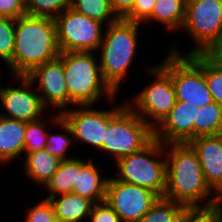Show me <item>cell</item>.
<instances>
[{
  "instance_id": "1",
  "label": "cell",
  "mask_w": 222,
  "mask_h": 222,
  "mask_svg": "<svg viewBox=\"0 0 222 222\" xmlns=\"http://www.w3.org/2000/svg\"><path fill=\"white\" fill-rule=\"evenodd\" d=\"M164 155L166 156L164 198L179 203L188 210L211 209L219 206L220 198L206 184L199 158L188 143L165 144Z\"/></svg>"
},
{
  "instance_id": "2",
  "label": "cell",
  "mask_w": 222,
  "mask_h": 222,
  "mask_svg": "<svg viewBox=\"0 0 222 222\" xmlns=\"http://www.w3.org/2000/svg\"><path fill=\"white\" fill-rule=\"evenodd\" d=\"M59 55L54 18L25 14L15 19L13 59L7 65L12 77L27 76Z\"/></svg>"
},
{
  "instance_id": "3",
  "label": "cell",
  "mask_w": 222,
  "mask_h": 222,
  "mask_svg": "<svg viewBox=\"0 0 222 222\" xmlns=\"http://www.w3.org/2000/svg\"><path fill=\"white\" fill-rule=\"evenodd\" d=\"M139 25L119 19L104 28L98 61L103 80L116 94L136 57Z\"/></svg>"
},
{
  "instance_id": "4",
  "label": "cell",
  "mask_w": 222,
  "mask_h": 222,
  "mask_svg": "<svg viewBox=\"0 0 222 222\" xmlns=\"http://www.w3.org/2000/svg\"><path fill=\"white\" fill-rule=\"evenodd\" d=\"M95 52H63V71L70 106L93 105L107 97L116 102V93L103 80Z\"/></svg>"
},
{
  "instance_id": "5",
  "label": "cell",
  "mask_w": 222,
  "mask_h": 222,
  "mask_svg": "<svg viewBox=\"0 0 222 222\" xmlns=\"http://www.w3.org/2000/svg\"><path fill=\"white\" fill-rule=\"evenodd\" d=\"M165 145L153 139L142 150L119 159L116 179L150 189L159 197L166 189ZM163 160H161V158Z\"/></svg>"
},
{
  "instance_id": "6",
  "label": "cell",
  "mask_w": 222,
  "mask_h": 222,
  "mask_svg": "<svg viewBox=\"0 0 222 222\" xmlns=\"http://www.w3.org/2000/svg\"><path fill=\"white\" fill-rule=\"evenodd\" d=\"M160 65L171 75L177 101L198 108L213 102L206 84L203 54L176 55L168 52Z\"/></svg>"
},
{
  "instance_id": "7",
  "label": "cell",
  "mask_w": 222,
  "mask_h": 222,
  "mask_svg": "<svg viewBox=\"0 0 222 222\" xmlns=\"http://www.w3.org/2000/svg\"><path fill=\"white\" fill-rule=\"evenodd\" d=\"M154 139V130L126 103L108 122L99 149L119 159L142 150Z\"/></svg>"
},
{
  "instance_id": "8",
  "label": "cell",
  "mask_w": 222,
  "mask_h": 222,
  "mask_svg": "<svg viewBox=\"0 0 222 222\" xmlns=\"http://www.w3.org/2000/svg\"><path fill=\"white\" fill-rule=\"evenodd\" d=\"M181 30L195 42L186 54L177 46L170 52L176 55L202 54L222 35V0H186L185 19Z\"/></svg>"
},
{
  "instance_id": "9",
  "label": "cell",
  "mask_w": 222,
  "mask_h": 222,
  "mask_svg": "<svg viewBox=\"0 0 222 222\" xmlns=\"http://www.w3.org/2000/svg\"><path fill=\"white\" fill-rule=\"evenodd\" d=\"M147 73L155 77L153 81L126 103L154 130L174 107L177 98L171 75L160 64L150 67Z\"/></svg>"
},
{
  "instance_id": "10",
  "label": "cell",
  "mask_w": 222,
  "mask_h": 222,
  "mask_svg": "<svg viewBox=\"0 0 222 222\" xmlns=\"http://www.w3.org/2000/svg\"><path fill=\"white\" fill-rule=\"evenodd\" d=\"M60 52H96L103 39V25L71 7L55 18Z\"/></svg>"
},
{
  "instance_id": "11",
  "label": "cell",
  "mask_w": 222,
  "mask_h": 222,
  "mask_svg": "<svg viewBox=\"0 0 222 222\" xmlns=\"http://www.w3.org/2000/svg\"><path fill=\"white\" fill-rule=\"evenodd\" d=\"M125 104L126 101H123L110 110H96L92 105L78 106V109L75 107L62 111L60 116L71 129L74 141L78 140L79 143L99 150L105 139L108 122Z\"/></svg>"
},
{
  "instance_id": "12",
  "label": "cell",
  "mask_w": 222,
  "mask_h": 222,
  "mask_svg": "<svg viewBox=\"0 0 222 222\" xmlns=\"http://www.w3.org/2000/svg\"><path fill=\"white\" fill-rule=\"evenodd\" d=\"M159 196L150 189L109 178L105 201L120 217L121 222H138Z\"/></svg>"
},
{
  "instance_id": "13",
  "label": "cell",
  "mask_w": 222,
  "mask_h": 222,
  "mask_svg": "<svg viewBox=\"0 0 222 222\" xmlns=\"http://www.w3.org/2000/svg\"><path fill=\"white\" fill-rule=\"evenodd\" d=\"M14 78L20 80L19 87H0V103L5 109L3 113L0 112V116L23 122L41 119L48 108L43 104L37 90L31 88L33 83L26 76Z\"/></svg>"
},
{
  "instance_id": "14",
  "label": "cell",
  "mask_w": 222,
  "mask_h": 222,
  "mask_svg": "<svg viewBox=\"0 0 222 222\" xmlns=\"http://www.w3.org/2000/svg\"><path fill=\"white\" fill-rule=\"evenodd\" d=\"M33 84L38 82L37 91L46 107L50 104L58 113L68 109L70 99L63 71V52L56 59L41 64L26 76Z\"/></svg>"
},
{
  "instance_id": "15",
  "label": "cell",
  "mask_w": 222,
  "mask_h": 222,
  "mask_svg": "<svg viewBox=\"0 0 222 222\" xmlns=\"http://www.w3.org/2000/svg\"><path fill=\"white\" fill-rule=\"evenodd\" d=\"M197 106L177 101L164 120L154 129V138L161 143H188L194 139Z\"/></svg>"
},
{
  "instance_id": "16",
  "label": "cell",
  "mask_w": 222,
  "mask_h": 222,
  "mask_svg": "<svg viewBox=\"0 0 222 222\" xmlns=\"http://www.w3.org/2000/svg\"><path fill=\"white\" fill-rule=\"evenodd\" d=\"M196 152L208 187L222 197V134L199 136L188 142Z\"/></svg>"
},
{
  "instance_id": "17",
  "label": "cell",
  "mask_w": 222,
  "mask_h": 222,
  "mask_svg": "<svg viewBox=\"0 0 222 222\" xmlns=\"http://www.w3.org/2000/svg\"><path fill=\"white\" fill-rule=\"evenodd\" d=\"M99 168L93 161H85L77 157V183L72 193L87 198L94 204L105 201L109 177L103 178Z\"/></svg>"
},
{
  "instance_id": "18",
  "label": "cell",
  "mask_w": 222,
  "mask_h": 222,
  "mask_svg": "<svg viewBox=\"0 0 222 222\" xmlns=\"http://www.w3.org/2000/svg\"><path fill=\"white\" fill-rule=\"evenodd\" d=\"M26 122L0 116V163L8 164L24 153Z\"/></svg>"
},
{
  "instance_id": "19",
  "label": "cell",
  "mask_w": 222,
  "mask_h": 222,
  "mask_svg": "<svg viewBox=\"0 0 222 222\" xmlns=\"http://www.w3.org/2000/svg\"><path fill=\"white\" fill-rule=\"evenodd\" d=\"M58 197V198H57ZM52 204L55 217L67 222H82L89 217L94 203L74 193L45 198Z\"/></svg>"
},
{
  "instance_id": "20",
  "label": "cell",
  "mask_w": 222,
  "mask_h": 222,
  "mask_svg": "<svg viewBox=\"0 0 222 222\" xmlns=\"http://www.w3.org/2000/svg\"><path fill=\"white\" fill-rule=\"evenodd\" d=\"M24 157V174L42 187L47 184L62 162L46 149L27 153Z\"/></svg>"
},
{
  "instance_id": "21",
  "label": "cell",
  "mask_w": 222,
  "mask_h": 222,
  "mask_svg": "<svg viewBox=\"0 0 222 222\" xmlns=\"http://www.w3.org/2000/svg\"><path fill=\"white\" fill-rule=\"evenodd\" d=\"M186 11V0H156L151 16L143 23L152 20L160 22L169 31L182 28Z\"/></svg>"
},
{
  "instance_id": "22",
  "label": "cell",
  "mask_w": 222,
  "mask_h": 222,
  "mask_svg": "<svg viewBox=\"0 0 222 222\" xmlns=\"http://www.w3.org/2000/svg\"><path fill=\"white\" fill-rule=\"evenodd\" d=\"M77 183V157L64 160L51 179L44 186L49 193L46 198L73 192L74 185Z\"/></svg>"
},
{
  "instance_id": "23",
  "label": "cell",
  "mask_w": 222,
  "mask_h": 222,
  "mask_svg": "<svg viewBox=\"0 0 222 222\" xmlns=\"http://www.w3.org/2000/svg\"><path fill=\"white\" fill-rule=\"evenodd\" d=\"M222 134V106L215 101L197 108L194 138Z\"/></svg>"
},
{
  "instance_id": "24",
  "label": "cell",
  "mask_w": 222,
  "mask_h": 222,
  "mask_svg": "<svg viewBox=\"0 0 222 222\" xmlns=\"http://www.w3.org/2000/svg\"><path fill=\"white\" fill-rule=\"evenodd\" d=\"M187 211L185 206L159 197L138 222H181Z\"/></svg>"
},
{
  "instance_id": "25",
  "label": "cell",
  "mask_w": 222,
  "mask_h": 222,
  "mask_svg": "<svg viewBox=\"0 0 222 222\" xmlns=\"http://www.w3.org/2000/svg\"><path fill=\"white\" fill-rule=\"evenodd\" d=\"M50 121H53V124L58 125V127H61V129H64L63 132L65 133H56L51 134L48 132L47 135V146L45 149L51 154L56 156L61 161L69 160L75 157H68L67 150L71 148V145L73 143V137L71 138L72 132L67 123L63 120V118L60 116V113L54 114V116H51L49 118ZM68 135V136H67ZM70 136V137H69Z\"/></svg>"
},
{
  "instance_id": "26",
  "label": "cell",
  "mask_w": 222,
  "mask_h": 222,
  "mask_svg": "<svg viewBox=\"0 0 222 222\" xmlns=\"http://www.w3.org/2000/svg\"><path fill=\"white\" fill-rule=\"evenodd\" d=\"M72 9L106 26L119 20L109 0H72Z\"/></svg>"
},
{
  "instance_id": "27",
  "label": "cell",
  "mask_w": 222,
  "mask_h": 222,
  "mask_svg": "<svg viewBox=\"0 0 222 222\" xmlns=\"http://www.w3.org/2000/svg\"><path fill=\"white\" fill-rule=\"evenodd\" d=\"M72 6V0H25L26 14L56 18Z\"/></svg>"
},
{
  "instance_id": "28",
  "label": "cell",
  "mask_w": 222,
  "mask_h": 222,
  "mask_svg": "<svg viewBox=\"0 0 222 222\" xmlns=\"http://www.w3.org/2000/svg\"><path fill=\"white\" fill-rule=\"evenodd\" d=\"M41 119L26 122V129L24 135V155L38 150H43L47 146L48 130L46 128V122Z\"/></svg>"
},
{
  "instance_id": "29",
  "label": "cell",
  "mask_w": 222,
  "mask_h": 222,
  "mask_svg": "<svg viewBox=\"0 0 222 222\" xmlns=\"http://www.w3.org/2000/svg\"><path fill=\"white\" fill-rule=\"evenodd\" d=\"M15 19L0 17V59L8 65L13 59Z\"/></svg>"
},
{
  "instance_id": "30",
  "label": "cell",
  "mask_w": 222,
  "mask_h": 222,
  "mask_svg": "<svg viewBox=\"0 0 222 222\" xmlns=\"http://www.w3.org/2000/svg\"><path fill=\"white\" fill-rule=\"evenodd\" d=\"M205 79L213 101L222 106V68L205 57Z\"/></svg>"
},
{
  "instance_id": "31",
  "label": "cell",
  "mask_w": 222,
  "mask_h": 222,
  "mask_svg": "<svg viewBox=\"0 0 222 222\" xmlns=\"http://www.w3.org/2000/svg\"><path fill=\"white\" fill-rule=\"evenodd\" d=\"M26 212L24 222H54L56 219L53 206L47 199L29 207Z\"/></svg>"
},
{
  "instance_id": "32",
  "label": "cell",
  "mask_w": 222,
  "mask_h": 222,
  "mask_svg": "<svg viewBox=\"0 0 222 222\" xmlns=\"http://www.w3.org/2000/svg\"><path fill=\"white\" fill-rule=\"evenodd\" d=\"M181 222H222V203L211 209L188 210Z\"/></svg>"
},
{
  "instance_id": "33",
  "label": "cell",
  "mask_w": 222,
  "mask_h": 222,
  "mask_svg": "<svg viewBox=\"0 0 222 222\" xmlns=\"http://www.w3.org/2000/svg\"><path fill=\"white\" fill-rule=\"evenodd\" d=\"M155 3L156 0H135L131 11L123 19L143 25L151 16Z\"/></svg>"
},
{
  "instance_id": "34",
  "label": "cell",
  "mask_w": 222,
  "mask_h": 222,
  "mask_svg": "<svg viewBox=\"0 0 222 222\" xmlns=\"http://www.w3.org/2000/svg\"><path fill=\"white\" fill-rule=\"evenodd\" d=\"M87 219L90 222H121L118 214L106 201L95 203Z\"/></svg>"
},
{
  "instance_id": "35",
  "label": "cell",
  "mask_w": 222,
  "mask_h": 222,
  "mask_svg": "<svg viewBox=\"0 0 222 222\" xmlns=\"http://www.w3.org/2000/svg\"><path fill=\"white\" fill-rule=\"evenodd\" d=\"M25 14V0H0V17L17 19Z\"/></svg>"
},
{
  "instance_id": "36",
  "label": "cell",
  "mask_w": 222,
  "mask_h": 222,
  "mask_svg": "<svg viewBox=\"0 0 222 222\" xmlns=\"http://www.w3.org/2000/svg\"><path fill=\"white\" fill-rule=\"evenodd\" d=\"M202 54L215 66L222 68V35Z\"/></svg>"
},
{
  "instance_id": "37",
  "label": "cell",
  "mask_w": 222,
  "mask_h": 222,
  "mask_svg": "<svg viewBox=\"0 0 222 222\" xmlns=\"http://www.w3.org/2000/svg\"><path fill=\"white\" fill-rule=\"evenodd\" d=\"M111 7L119 19H123L132 9L135 0H109Z\"/></svg>"
},
{
  "instance_id": "38",
  "label": "cell",
  "mask_w": 222,
  "mask_h": 222,
  "mask_svg": "<svg viewBox=\"0 0 222 222\" xmlns=\"http://www.w3.org/2000/svg\"><path fill=\"white\" fill-rule=\"evenodd\" d=\"M54 222H67V221L60 220V219H57V218H56Z\"/></svg>"
}]
</instances>
